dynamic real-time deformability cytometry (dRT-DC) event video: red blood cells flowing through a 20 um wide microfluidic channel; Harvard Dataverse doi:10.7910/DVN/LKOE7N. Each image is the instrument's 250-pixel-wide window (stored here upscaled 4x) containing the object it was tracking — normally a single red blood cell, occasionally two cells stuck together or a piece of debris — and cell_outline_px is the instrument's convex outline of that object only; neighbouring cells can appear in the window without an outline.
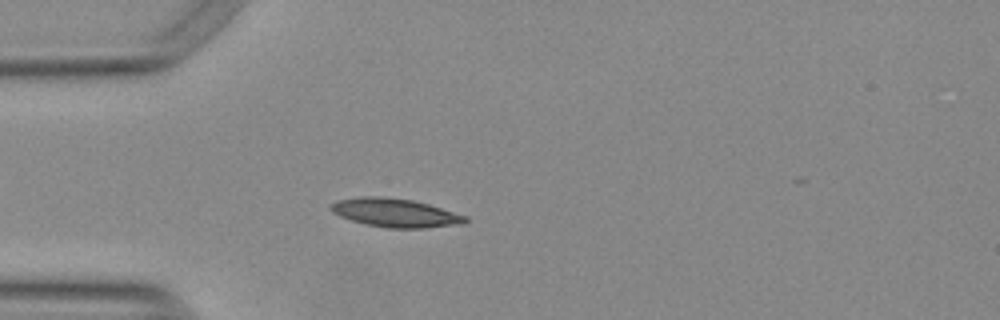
{"species": "Egyptian fruit bat (a non-hibernating species)", "species_latin": "Rousettus aegyptiacus", "temperature_condition": "warm", "stored_images_in_passage": 54, "camera_frame_rate_fps": 3000, "um_per_image_px": 0.085, "animal": {"sex": "female"}, "frame": {"image": 1, "passage_image": 14, "time_ms": 4.333, "image_size_px": [1000, 320], "cell_outline_px": [[468, 220], [464, 224], [424, 228], [388, 228], [368, 224], [352, 220], [340, 216], [332, 212], [332, 204], [336, 200], [360, 196], [380, 196], [412, 200], [428, 204], [468, 216]], "centroid_in_image_um": [33.63, 18.09], "position_along_channel_um": 51.4, "area_um2": 22.31}}
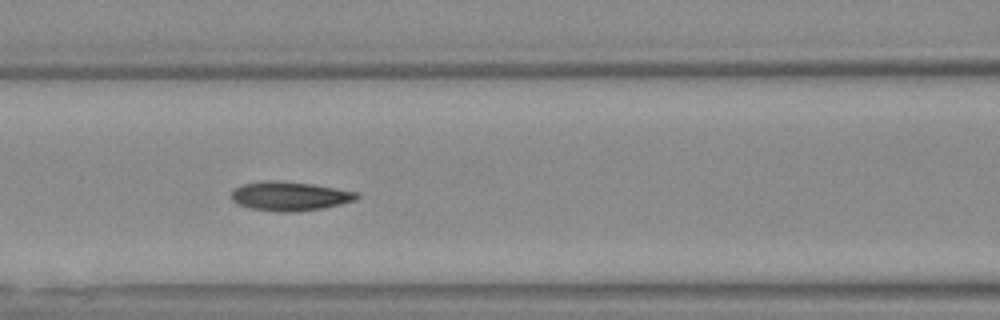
{"frame": {"image": 2, "passage_image": 22, "time_ms": 7.0, "image_size_px": [1000, 320], "cell_outline_px": [[360, 196], [356, 200], [340, 204], [320, 208], [296, 212], [276, 212], [248, 208], [236, 204], [232, 200], [232, 192], [236, 188], [244, 184], [272, 180], [312, 184], [336, 188], [356, 192]], "centroid_in_image_um": [24.61, 16.69], "position_along_channel_um": 142.0, "area_um2": 21.1}}
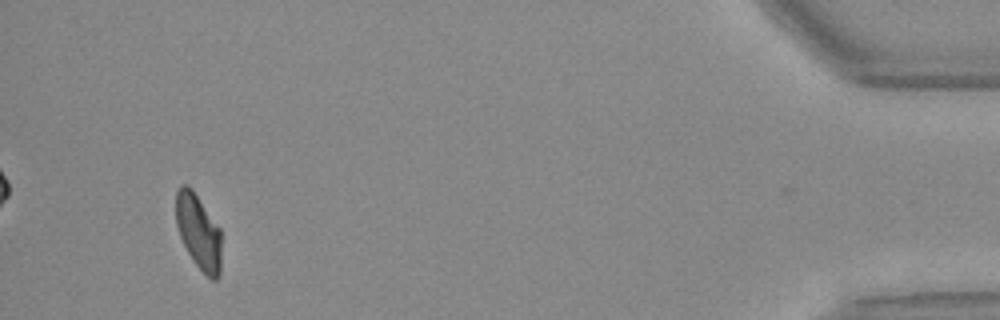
{"frame": {"image": 3, "passage_image": 50, "time_ms": 16.333, "image_size_px": [1000, 320], "cell_outline_px": [[220, 276], [216, 280], [212, 280], [192, 260], [180, 236], [176, 224], [176, 192], [180, 184], [188, 184], [192, 188], [220, 228]], "centroid_in_image_um": [16.86, 19.66], "position_along_channel_um": 418.3, "area_um2": 19.77}, "authors_computed_cell_mechanics": {"area_um2": 20.2878, "velocity_mm_per_s": 3.7633, "shape_relaxation_time_tau1_ms": null, "shape_relaxation_time_tau2_ms": 4.2141, "deformation_change_tau1": null, "deformation_change_tau2": 0.0923}}